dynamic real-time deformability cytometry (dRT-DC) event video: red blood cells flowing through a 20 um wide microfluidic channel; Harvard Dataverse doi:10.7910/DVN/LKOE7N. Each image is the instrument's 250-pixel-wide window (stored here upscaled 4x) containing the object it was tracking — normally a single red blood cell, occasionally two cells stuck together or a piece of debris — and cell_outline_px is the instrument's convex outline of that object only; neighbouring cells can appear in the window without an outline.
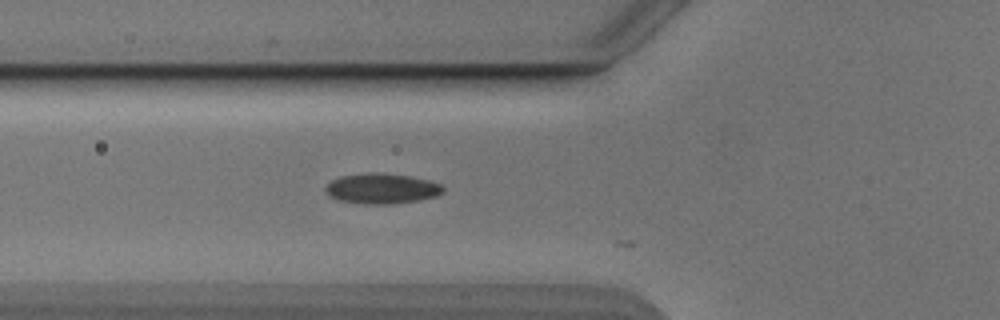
{"species": "Egyptian fruit bat (a non-hibernating species)", "species_latin": "Rousettus aegyptiacus", "temperature_condition": "cold", "stored_images_in_passage": 18, "camera_frame_rate_fps": 3000, "um_per_image_px": 0.085, "animal": {"sex": "male"}, "frame": {"image": 1, "passage_image": 2, "time_ms": 0.333, "image_size_px": [1000, 320], "cell_outline_px": [[444, 192], [436, 196], [420, 200], [396, 204], [364, 204], [340, 200], [328, 196], [324, 188], [332, 180], [340, 176], [368, 172], [376, 172], [412, 176], [428, 180], [440, 184], [444, 188]], "centroid_in_image_um": [32.46, 16.03], "position_along_channel_um": 93.3, "area_um2": 20.98}}
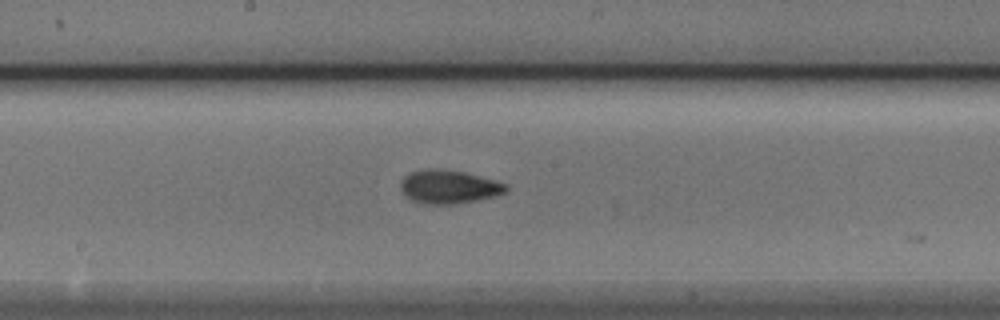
{"frame": {"image": 2, "passage_image": 11, "time_ms": 3.333, "image_size_px": [1000, 320], "cell_outline_px": [[508, 188], [504, 192], [496, 196], [476, 200], [452, 204], [424, 204], [408, 200], [400, 192], [400, 180], [404, 176], [412, 172], [424, 168], [432, 168], [464, 172], [496, 180], [508, 184]], "centroid_in_image_um": [38.09, 15.88], "position_along_channel_um": 210.1, "area_um2": 20.87}}
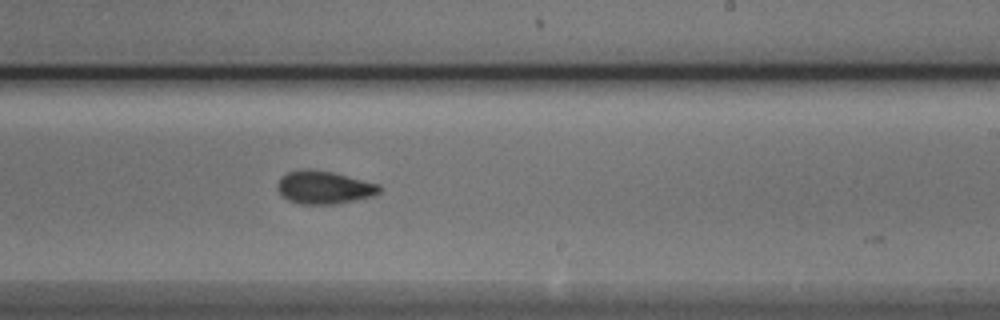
{"frame": {"image": 3, "passage_image": 15, "time_ms": 4.667, "image_size_px": [1000, 320], "cell_outline_px": [[380, 192], [372, 196], [356, 200], [332, 204], [300, 204], [288, 200], [276, 188], [276, 184], [280, 176], [288, 172], [300, 168], [308, 168], [332, 172], [380, 184]], "centroid_in_image_um": [27.51, 15.91], "position_along_channel_um": 261.5, "area_um2": 19.71}}